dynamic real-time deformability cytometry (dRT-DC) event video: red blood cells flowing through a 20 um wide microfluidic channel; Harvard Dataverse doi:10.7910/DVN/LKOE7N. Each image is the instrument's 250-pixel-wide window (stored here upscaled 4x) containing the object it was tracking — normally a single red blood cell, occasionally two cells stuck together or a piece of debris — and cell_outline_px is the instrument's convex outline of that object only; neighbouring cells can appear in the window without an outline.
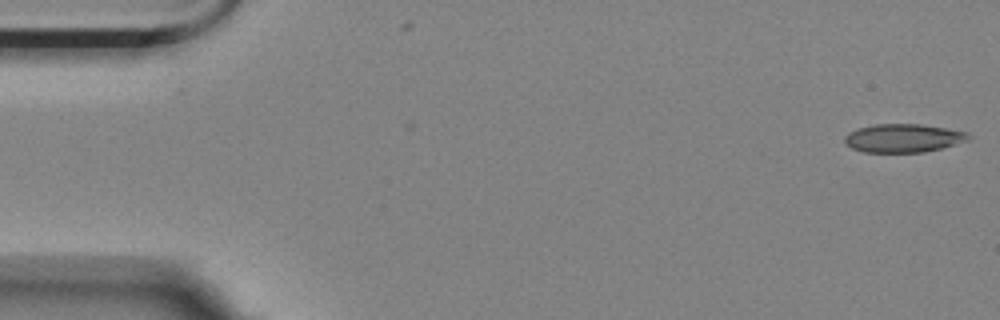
{"species": "Egyptian fruit bat (a non-hibernating species)", "species_latin": "Rousettus aegyptiacus", "temperature_condition": "room temperature", "stored_images_in_passage": 16, "camera_frame_rate_fps": 3000, "um_per_image_px": 0.085, "animal": {"sex": "female"}, "frame": {"image": 1, "passage_image": 1, "time_ms": 0.0, "image_size_px": [1000, 320], "cell_outline_px": [[972, 136], [968, 140], [940, 148], [924, 152], [864, 152], [852, 148], [844, 140], [844, 136], [848, 132], [856, 128], [876, 124], [920, 124], [968, 132]], "centroid_in_image_um": [76.76, 11.73], "position_along_channel_um": 8.2, "area_um2": 20.4}}